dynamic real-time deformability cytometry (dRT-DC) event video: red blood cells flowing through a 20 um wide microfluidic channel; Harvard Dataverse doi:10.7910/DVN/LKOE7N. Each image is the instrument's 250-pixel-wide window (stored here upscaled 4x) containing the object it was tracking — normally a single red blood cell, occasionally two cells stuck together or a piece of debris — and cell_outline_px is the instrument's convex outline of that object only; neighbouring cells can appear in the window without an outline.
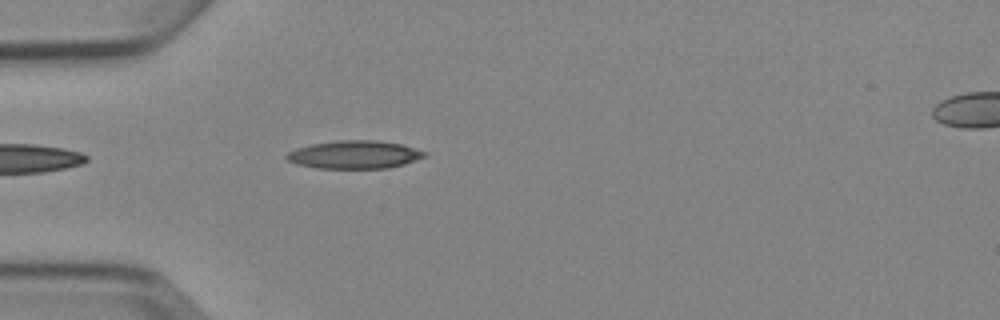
{"species": "Egyptian fruit bat (a non-hibernating species)", "species_latin": "Rousettus aegyptiacus", "temperature_condition": "cold", "stored_images_in_passage": 5, "segment_of_instrument_passage": [1, 2], "camera_frame_rate_fps": 3000, "um_per_image_px": 0.085, "animal": {"sex": "female"}, "frame": {"image": 1, "passage_image": 4, "time_ms": 4.333, "image_size_px": [1000, 320], "cell_outline_px": [[428, 152], [424, 156], [416, 160], [404, 164], [388, 168], [316, 168], [296, 164], [288, 160], [284, 156], [288, 152], [296, 148], [312, 144], [340, 140], [380, 140], [400, 144]], "centroid_in_image_um": [30.12, 13.14], "position_along_channel_um": 54.9, "area_um2": 22.48}}